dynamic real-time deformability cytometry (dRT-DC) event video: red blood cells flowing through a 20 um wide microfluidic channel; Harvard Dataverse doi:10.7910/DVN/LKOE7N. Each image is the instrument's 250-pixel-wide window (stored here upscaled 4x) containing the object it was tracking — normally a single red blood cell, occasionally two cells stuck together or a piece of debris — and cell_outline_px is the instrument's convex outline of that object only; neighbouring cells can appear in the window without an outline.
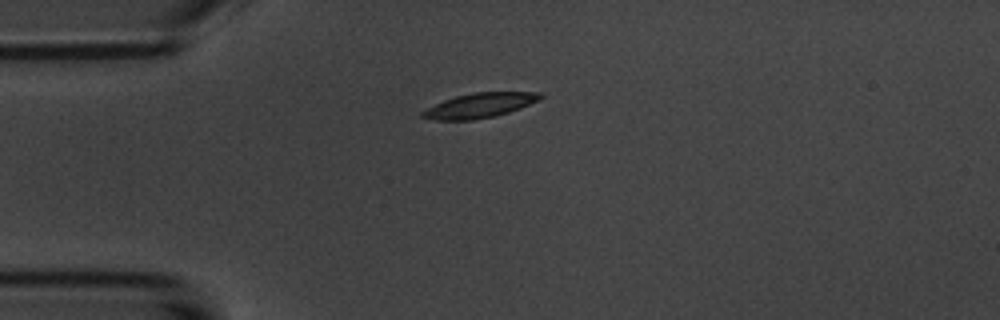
{"species": "common noctule bat (a hibernating species)", "species_latin": "Nyctalus noctula", "temperature_condition": "room temperature", "stored_images_in_passage": 4, "camera_frame_rate_fps": 3000, "um_per_image_px": 0.085, "animal": {"sex": "male", "body_mass_g": 20.1, "forearm_length_mm": 53.5}, "frame": {"image": 1, "passage_image": 1, "time_ms": 0.0, "image_size_px": [1000, 320], "cell_outline_px": [[544, 96], [540, 100], [520, 108], [496, 116], [472, 120], [432, 120], [420, 116], [420, 112], [444, 100], [456, 96], [472, 92], [544, 92]], "centroid_in_image_um": [40.8, 8.96], "position_along_channel_um": 44.2, "area_um2": 17.05}}
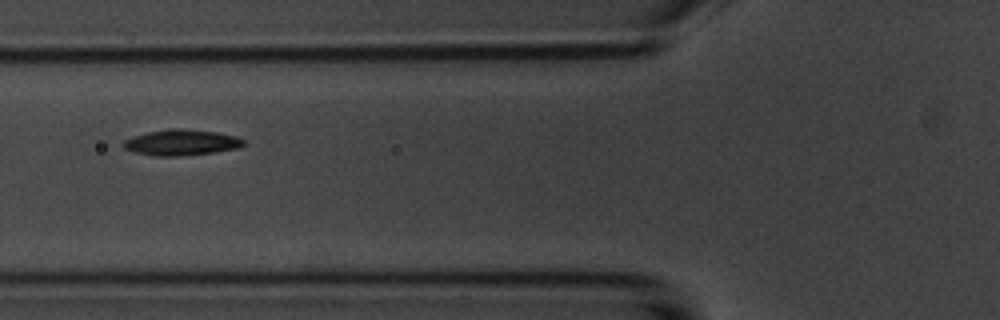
{"frame": {"image": 2, "passage_image": 3, "time_ms": 2.333, "image_size_px": [1000, 320], "cell_outline_px": [[244, 144], [240, 148], [216, 152], [180, 156], [156, 156], [136, 152], [124, 148], [120, 144], [124, 140], [148, 132], [172, 128], [184, 128], [216, 132], [236, 136], [244, 140]], "centroid_in_image_um": [15.44, 12.11], "position_along_channel_um": 110.4, "area_um2": 18.09}}
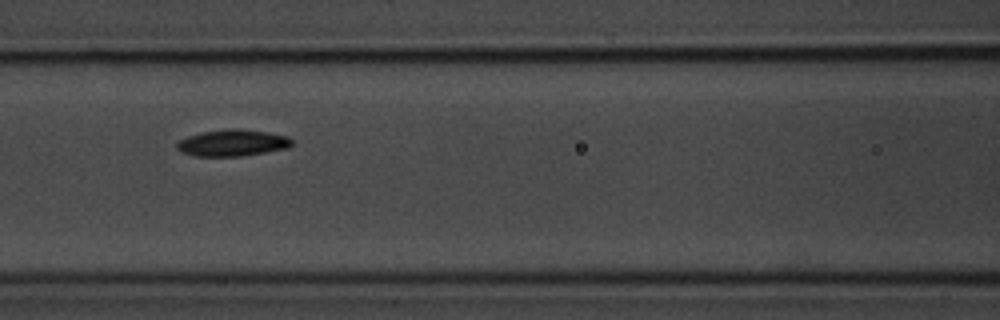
{"frame": {"image": 3, "passage_image": 4, "time_ms": 3.333, "image_size_px": [1000, 320], "cell_outline_px": [[292, 144], [288, 148], [240, 156], [196, 156], [180, 152], [176, 148], [176, 144], [180, 140], [188, 136], [200, 132], [232, 128], [236, 128], [268, 132], [288, 136], [292, 140]], "centroid_in_image_um": [19.75, 12.14], "position_along_channel_um": 146.9, "area_um2": 17.8}}